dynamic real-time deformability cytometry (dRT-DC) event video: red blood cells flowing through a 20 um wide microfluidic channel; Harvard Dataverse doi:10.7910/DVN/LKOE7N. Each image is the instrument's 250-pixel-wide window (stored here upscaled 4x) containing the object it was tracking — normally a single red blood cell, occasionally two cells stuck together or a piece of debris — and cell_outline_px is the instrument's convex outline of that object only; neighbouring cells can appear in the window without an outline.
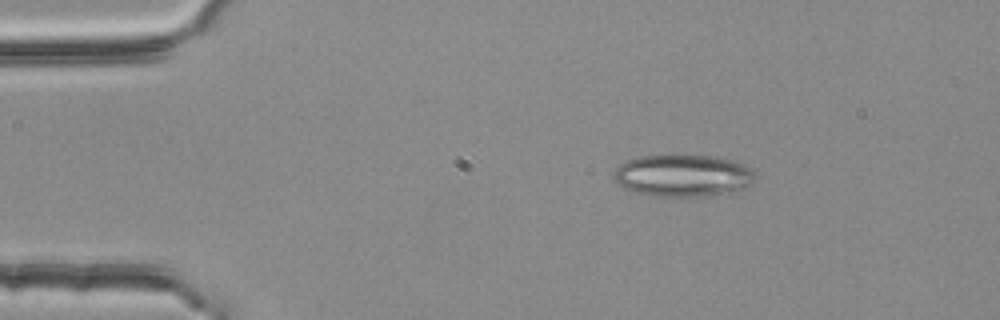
{"species": "common noctule bat (a hibernating species)", "species_latin": "Nyctalus noctula", "temperature_condition": "room temperature", "stored_images_in_passage": 2, "camera_frame_rate_fps": 3000, "um_per_image_px": 0.085, "animal": {"sex": "female", "body_mass_g": 25.1}, "frame": {"image": 1, "passage_image": 1, "time_ms": 0.0, "image_size_px": [1000, 320], "cell_outline_px": [[756, 180], [752, 184], [736, 192], [700, 196], [648, 196], [632, 192], [624, 188], [616, 180], [616, 168], [620, 164], [636, 156], [668, 152], [672, 152], [712, 156], [732, 160], [744, 164], [756, 172]], "centroid_in_image_um": [58.08, 14.88], "position_along_channel_um": 26.9, "area_um2": 35.89}}